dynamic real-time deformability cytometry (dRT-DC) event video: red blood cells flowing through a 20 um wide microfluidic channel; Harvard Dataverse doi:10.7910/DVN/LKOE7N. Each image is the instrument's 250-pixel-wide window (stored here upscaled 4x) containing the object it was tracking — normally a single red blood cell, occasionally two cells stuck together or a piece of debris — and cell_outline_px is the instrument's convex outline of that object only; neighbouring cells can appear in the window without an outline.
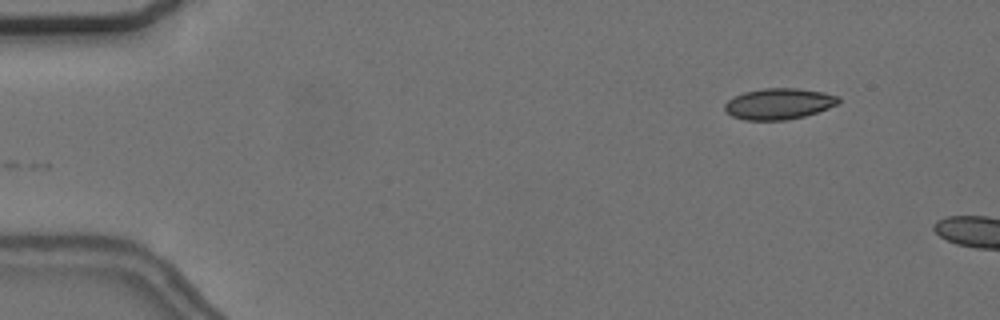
{"species": "common noctule bat (a hibernating species)", "species_latin": "Nyctalus noctula", "temperature_condition": "cold", "stored_images_in_passage": 4, "camera_frame_rate_fps": 3000, "um_per_image_px": 0.085, "animal": {"sex": "female", "body_mass_g": 24.6, "forearm_length_mm": 56.2}, "frame": {"image": 1, "passage_image": 1, "time_ms": 0.0, "image_size_px": [1000, 320], "cell_outline_px": [[840, 100], [836, 104], [828, 108], [804, 116], [788, 120], [744, 120], [732, 116], [724, 108], [724, 104], [732, 96], [744, 92], [764, 88], [796, 88], [824, 92], [840, 96]], "centroid_in_image_um": [66.19, 8.82], "position_along_channel_um": 18.8, "area_um2": 20.63}}